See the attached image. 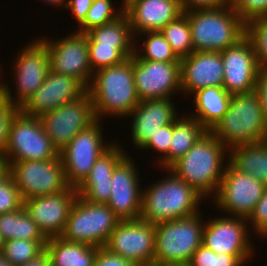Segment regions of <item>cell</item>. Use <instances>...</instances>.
I'll use <instances>...</instances> for the list:
<instances>
[{
    "mask_svg": "<svg viewBox=\"0 0 267 266\" xmlns=\"http://www.w3.org/2000/svg\"><path fill=\"white\" fill-rule=\"evenodd\" d=\"M0 266H14L2 254H0Z\"/></svg>",
    "mask_w": 267,
    "mask_h": 266,
    "instance_id": "53",
    "label": "cell"
},
{
    "mask_svg": "<svg viewBox=\"0 0 267 266\" xmlns=\"http://www.w3.org/2000/svg\"><path fill=\"white\" fill-rule=\"evenodd\" d=\"M267 219V186L263 192L262 197L254 207L253 212L247 218L250 229L254 231L264 220Z\"/></svg>",
    "mask_w": 267,
    "mask_h": 266,
    "instance_id": "44",
    "label": "cell"
},
{
    "mask_svg": "<svg viewBox=\"0 0 267 266\" xmlns=\"http://www.w3.org/2000/svg\"><path fill=\"white\" fill-rule=\"evenodd\" d=\"M1 70H2V68L0 66V72L2 73ZM1 73H0V78H2L1 77V75H2ZM0 81H1V79H0ZM4 96H5V83L1 81L0 82V97H4Z\"/></svg>",
    "mask_w": 267,
    "mask_h": 266,
    "instance_id": "52",
    "label": "cell"
},
{
    "mask_svg": "<svg viewBox=\"0 0 267 266\" xmlns=\"http://www.w3.org/2000/svg\"><path fill=\"white\" fill-rule=\"evenodd\" d=\"M37 39V40H36ZM22 48L12 66L15 79V96L8 84H5V98L21 109L34 92L42 85L50 71L47 46L36 38ZM14 96V97H13Z\"/></svg>",
    "mask_w": 267,
    "mask_h": 266,
    "instance_id": "11",
    "label": "cell"
},
{
    "mask_svg": "<svg viewBox=\"0 0 267 266\" xmlns=\"http://www.w3.org/2000/svg\"><path fill=\"white\" fill-rule=\"evenodd\" d=\"M265 188L266 185L257 178L236 170L228 162L212 200L228 216L248 218Z\"/></svg>",
    "mask_w": 267,
    "mask_h": 266,
    "instance_id": "12",
    "label": "cell"
},
{
    "mask_svg": "<svg viewBox=\"0 0 267 266\" xmlns=\"http://www.w3.org/2000/svg\"><path fill=\"white\" fill-rule=\"evenodd\" d=\"M118 143L104 152L93 165L86 179L76 188L78 195L93 204H107L111 191L112 174L128 155Z\"/></svg>",
    "mask_w": 267,
    "mask_h": 266,
    "instance_id": "25",
    "label": "cell"
},
{
    "mask_svg": "<svg viewBox=\"0 0 267 266\" xmlns=\"http://www.w3.org/2000/svg\"><path fill=\"white\" fill-rule=\"evenodd\" d=\"M229 163L238 171L254 176L267 186V147L262 143L229 148Z\"/></svg>",
    "mask_w": 267,
    "mask_h": 266,
    "instance_id": "28",
    "label": "cell"
},
{
    "mask_svg": "<svg viewBox=\"0 0 267 266\" xmlns=\"http://www.w3.org/2000/svg\"><path fill=\"white\" fill-rule=\"evenodd\" d=\"M119 221L107 204H93L78 195L60 237L68 242L104 247Z\"/></svg>",
    "mask_w": 267,
    "mask_h": 266,
    "instance_id": "7",
    "label": "cell"
},
{
    "mask_svg": "<svg viewBox=\"0 0 267 266\" xmlns=\"http://www.w3.org/2000/svg\"><path fill=\"white\" fill-rule=\"evenodd\" d=\"M183 12L194 9L218 8L230 4L228 0H180Z\"/></svg>",
    "mask_w": 267,
    "mask_h": 266,
    "instance_id": "47",
    "label": "cell"
},
{
    "mask_svg": "<svg viewBox=\"0 0 267 266\" xmlns=\"http://www.w3.org/2000/svg\"><path fill=\"white\" fill-rule=\"evenodd\" d=\"M208 221H205L202 244L216 254L235 255L244 265L248 263L255 249L247 218L219 216Z\"/></svg>",
    "mask_w": 267,
    "mask_h": 266,
    "instance_id": "14",
    "label": "cell"
},
{
    "mask_svg": "<svg viewBox=\"0 0 267 266\" xmlns=\"http://www.w3.org/2000/svg\"><path fill=\"white\" fill-rule=\"evenodd\" d=\"M3 247H4V240L0 232V254L2 253Z\"/></svg>",
    "mask_w": 267,
    "mask_h": 266,
    "instance_id": "56",
    "label": "cell"
},
{
    "mask_svg": "<svg viewBox=\"0 0 267 266\" xmlns=\"http://www.w3.org/2000/svg\"><path fill=\"white\" fill-rule=\"evenodd\" d=\"M99 247L48 238L45 250L53 266H93Z\"/></svg>",
    "mask_w": 267,
    "mask_h": 266,
    "instance_id": "27",
    "label": "cell"
},
{
    "mask_svg": "<svg viewBox=\"0 0 267 266\" xmlns=\"http://www.w3.org/2000/svg\"><path fill=\"white\" fill-rule=\"evenodd\" d=\"M246 37L253 45L260 69H267V16L246 22Z\"/></svg>",
    "mask_w": 267,
    "mask_h": 266,
    "instance_id": "37",
    "label": "cell"
},
{
    "mask_svg": "<svg viewBox=\"0 0 267 266\" xmlns=\"http://www.w3.org/2000/svg\"><path fill=\"white\" fill-rule=\"evenodd\" d=\"M173 135V123L167 124L159 129V131L141 148L143 151L154 149L161 157L157 160L159 168H169V144Z\"/></svg>",
    "mask_w": 267,
    "mask_h": 266,
    "instance_id": "40",
    "label": "cell"
},
{
    "mask_svg": "<svg viewBox=\"0 0 267 266\" xmlns=\"http://www.w3.org/2000/svg\"><path fill=\"white\" fill-rule=\"evenodd\" d=\"M86 34L88 43H99V46H135L139 43L135 41L129 17L125 12L117 19L93 28Z\"/></svg>",
    "mask_w": 267,
    "mask_h": 266,
    "instance_id": "31",
    "label": "cell"
},
{
    "mask_svg": "<svg viewBox=\"0 0 267 266\" xmlns=\"http://www.w3.org/2000/svg\"><path fill=\"white\" fill-rule=\"evenodd\" d=\"M220 53L224 67L223 88L231 95L254 91L261 69L251 41L245 36Z\"/></svg>",
    "mask_w": 267,
    "mask_h": 266,
    "instance_id": "20",
    "label": "cell"
},
{
    "mask_svg": "<svg viewBox=\"0 0 267 266\" xmlns=\"http://www.w3.org/2000/svg\"><path fill=\"white\" fill-rule=\"evenodd\" d=\"M232 5L245 23L255 18L267 16V0H234Z\"/></svg>",
    "mask_w": 267,
    "mask_h": 266,
    "instance_id": "41",
    "label": "cell"
},
{
    "mask_svg": "<svg viewBox=\"0 0 267 266\" xmlns=\"http://www.w3.org/2000/svg\"><path fill=\"white\" fill-rule=\"evenodd\" d=\"M5 162L56 159L59 152L46 134L41 119L19 110L13 117L6 147Z\"/></svg>",
    "mask_w": 267,
    "mask_h": 266,
    "instance_id": "8",
    "label": "cell"
},
{
    "mask_svg": "<svg viewBox=\"0 0 267 266\" xmlns=\"http://www.w3.org/2000/svg\"><path fill=\"white\" fill-rule=\"evenodd\" d=\"M145 37L139 46H134V56L140 60L156 62H180V59L173 52L171 45L166 41L160 31L144 32L135 35ZM139 49V50H138ZM141 49V50H140ZM141 51V52H140Z\"/></svg>",
    "mask_w": 267,
    "mask_h": 266,
    "instance_id": "32",
    "label": "cell"
},
{
    "mask_svg": "<svg viewBox=\"0 0 267 266\" xmlns=\"http://www.w3.org/2000/svg\"><path fill=\"white\" fill-rule=\"evenodd\" d=\"M120 8H115L112 0H94L88 10L84 22L74 30L79 33H87L93 28L109 23L124 13V0H122ZM119 9V10H118ZM118 11V12H117Z\"/></svg>",
    "mask_w": 267,
    "mask_h": 266,
    "instance_id": "35",
    "label": "cell"
},
{
    "mask_svg": "<svg viewBox=\"0 0 267 266\" xmlns=\"http://www.w3.org/2000/svg\"><path fill=\"white\" fill-rule=\"evenodd\" d=\"M132 33L160 31L183 14L180 0H124Z\"/></svg>",
    "mask_w": 267,
    "mask_h": 266,
    "instance_id": "24",
    "label": "cell"
},
{
    "mask_svg": "<svg viewBox=\"0 0 267 266\" xmlns=\"http://www.w3.org/2000/svg\"><path fill=\"white\" fill-rule=\"evenodd\" d=\"M50 263L49 254L46 250H44L37 257L30 259L26 263L20 266H47Z\"/></svg>",
    "mask_w": 267,
    "mask_h": 266,
    "instance_id": "48",
    "label": "cell"
},
{
    "mask_svg": "<svg viewBox=\"0 0 267 266\" xmlns=\"http://www.w3.org/2000/svg\"><path fill=\"white\" fill-rule=\"evenodd\" d=\"M19 110L5 97H0V153L2 154L7 144L11 121Z\"/></svg>",
    "mask_w": 267,
    "mask_h": 266,
    "instance_id": "42",
    "label": "cell"
},
{
    "mask_svg": "<svg viewBox=\"0 0 267 266\" xmlns=\"http://www.w3.org/2000/svg\"><path fill=\"white\" fill-rule=\"evenodd\" d=\"M129 154L116 166L111 179L108 207L120 221L137 220L141 214V181Z\"/></svg>",
    "mask_w": 267,
    "mask_h": 266,
    "instance_id": "18",
    "label": "cell"
},
{
    "mask_svg": "<svg viewBox=\"0 0 267 266\" xmlns=\"http://www.w3.org/2000/svg\"><path fill=\"white\" fill-rule=\"evenodd\" d=\"M93 266H140L138 263L124 259L109 252L104 247L98 249Z\"/></svg>",
    "mask_w": 267,
    "mask_h": 266,
    "instance_id": "43",
    "label": "cell"
},
{
    "mask_svg": "<svg viewBox=\"0 0 267 266\" xmlns=\"http://www.w3.org/2000/svg\"><path fill=\"white\" fill-rule=\"evenodd\" d=\"M7 170L6 163L4 160V156L0 153V175L3 174Z\"/></svg>",
    "mask_w": 267,
    "mask_h": 266,
    "instance_id": "51",
    "label": "cell"
},
{
    "mask_svg": "<svg viewBox=\"0 0 267 266\" xmlns=\"http://www.w3.org/2000/svg\"><path fill=\"white\" fill-rule=\"evenodd\" d=\"M261 142L267 147V124L264 130V137Z\"/></svg>",
    "mask_w": 267,
    "mask_h": 266,
    "instance_id": "55",
    "label": "cell"
},
{
    "mask_svg": "<svg viewBox=\"0 0 267 266\" xmlns=\"http://www.w3.org/2000/svg\"><path fill=\"white\" fill-rule=\"evenodd\" d=\"M184 13L190 24L194 52H221L246 36V23L232 3Z\"/></svg>",
    "mask_w": 267,
    "mask_h": 266,
    "instance_id": "4",
    "label": "cell"
},
{
    "mask_svg": "<svg viewBox=\"0 0 267 266\" xmlns=\"http://www.w3.org/2000/svg\"><path fill=\"white\" fill-rule=\"evenodd\" d=\"M266 123L255 91L233 94L227 112L210 131L228 149L257 144L264 137Z\"/></svg>",
    "mask_w": 267,
    "mask_h": 266,
    "instance_id": "5",
    "label": "cell"
},
{
    "mask_svg": "<svg viewBox=\"0 0 267 266\" xmlns=\"http://www.w3.org/2000/svg\"><path fill=\"white\" fill-rule=\"evenodd\" d=\"M48 48L50 70L80 81L89 87L93 71L89 61L88 36L86 33L72 32L70 35L58 38H39Z\"/></svg>",
    "mask_w": 267,
    "mask_h": 266,
    "instance_id": "16",
    "label": "cell"
},
{
    "mask_svg": "<svg viewBox=\"0 0 267 266\" xmlns=\"http://www.w3.org/2000/svg\"><path fill=\"white\" fill-rule=\"evenodd\" d=\"M155 238V224L140 219L119 221L104 248L140 266H152Z\"/></svg>",
    "mask_w": 267,
    "mask_h": 266,
    "instance_id": "15",
    "label": "cell"
},
{
    "mask_svg": "<svg viewBox=\"0 0 267 266\" xmlns=\"http://www.w3.org/2000/svg\"><path fill=\"white\" fill-rule=\"evenodd\" d=\"M189 266H244V264L235 256L227 254H216L205 245L194 252Z\"/></svg>",
    "mask_w": 267,
    "mask_h": 266,
    "instance_id": "39",
    "label": "cell"
},
{
    "mask_svg": "<svg viewBox=\"0 0 267 266\" xmlns=\"http://www.w3.org/2000/svg\"><path fill=\"white\" fill-rule=\"evenodd\" d=\"M168 176L143 188L139 219L156 224L198 214L204 198L171 170Z\"/></svg>",
    "mask_w": 267,
    "mask_h": 266,
    "instance_id": "3",
    "label": "cell"
},
{
    "mask_svg": "<svg viewBox=\"0 0 267 266\" xmlns=\"http://www.w3.org/2000/svg\"><path fill=\"white\" fill-rule=\"evenodd\" d=\"M23 207L19 189L6 170L0 175V214L19 210Z\"/></svg>",
    "mask_w": 267,
    "mask_h": 266,
    "instance_id": "38",
    "label": "cell"
},
{
    "mask_svg": "<svg viewBox=\"0 0 267 266\" xmlns=\"http://www.w3.org/2000/svg\"><path fill=\"white\" fill-rule=\"evenodd\" d=\"M160 32L179 59L194 52L191 28L188 17L184 12L176 20L164 26Z\"/></svg>",
    "mask_w": 267,
    "mask_h": 266,
    "instance_id": "33",
    "label": "cell"
},
{
    "mask_svg": "<svg viewBox=\"0 0 267 266\" xmlns=\"http://www.w3.org/2000/svg\"><path fill=\"white\" fill-rule=\"evenodd\" d=\"M101 123L96 120L80 131L59 153L66 182L71 187L77 188L89 175L95 161L113 145V141L108 144L104 141Z\"/></svg>",
    "mask_w": 267,
    "mask_h": 266,
    "instance_id": "9",
    "label": "cell"
},
{
    "mask_svg": "<svg viewBox=\"0 0 267 266\" xmlns=\"http://www.w3.org/2000/svg\"><path fill=\"white\" fill-rule=\"evenodd\" d=\"M40 119L46 134L59 153L80 131L97 120L88 91L74 101L43 114Z\"/></svg>",
    "mask_w": 267,
    "mask_h": 266,
    "instance_id": "13",
    "label": "cell"
},
{
    "mask_svg": "<svg viewBox=\"0 0 267 266\" xmlns=\"http://www.w3.org/2000/svg\"><path fill=\"white\" fill-rule=\"evenodd\" d=\"M181 91L187 96L209 87H223L224 67L220 52H193L180 59Z\"/></svg>",
    "mask_w": 267,
    "mask_h": 266,
    "instance_id": "23",
    "label": "cell"
},
{
    "mask_svg": "<svg viewBox=\"0 0 267 266\" xmlns=\"http://www.w3.org/2000/svg\"><path fill=\"white\" fill-rule=\"evenodd\" d=\"M78 192L69 186L54 195H41L23 200V207L48 238L60 237Z\"/></svg>",
    "mask_w": 267,
    "mask_h": 266,
    "instance_id": "19",
    "label": "cell"
},
{
    "mask_svg": "<svg viewBox=\"0 0 267 266\" xmlns=\"http://www.w3.org/2000/svg\"><path fill=\"white\" fill-rule=\"evenodd\" d=\"M89 61L93 72L123 63L134 54V46H99L88 43Z\"/></svg>",
    "mask_w": 267,
    "mask_h": 266,
    "instance_id": "34",
    "label": "cell"
},
{
    "mask_svg": "<svg viewBox=\"0 0 267 266\" xmlns=\"http://www.w3.org/2000/svg\"><path fill=\"white\" fill-rule=\"evenodd\" d=\"M198 214L155 224L154 264H188L203 239L205 222Z\"/></svg>",
    "mask_w": 267,
    "mask_h": 266,
    "instance_id": "6",
    "label": "cell"
},
{
    "mask_svg": "<svg viewBox=\"0 0 267 266\" xmlns=\"http://www.w3.org/2000/svg\"><path fill=\"white\" fill-rule=\"evenodd\" d=\"M94 0H68L66 8L72 12V15L78 27L86 19L88 10Z\"/></svg>",
    "mask_w": 267,
    "mask_h": 266,
    "instance_id": "46",
    "label": "cell"
},
{
    "mask_svg": "<svg viewBox=\"0 0 267 266\" xmlns=\"http://www.w3.org/2000/svg\"><path fill=\"white\" fill-rule=\"evenodd\" d=\"M47 4H49V6H55V7H62V6H67V2L68 0H41Z\"/></svg>",
    "mask_w": 267,
    "mask_h": 266,
    "instance_id": "50",
    "label": "cell"
},
{
    "mask_svg": "<svg viewBox=\"0 0 267 266\" xmlns=\"http://www.w3.org/2000/svg\"><path fill=\"white\" fill-rule=\"evenodd\" d=\"M0 232L4 241L26 239L47 242L36 222L29 216L24 207L19 210L0 214Z\"/></svg>",
    "mask_w": 267,
    "mask_h": 266,
    "instance_id": "30",
    "label": "cell"
},
{
    "mask_svg": "<svg viewBox=\"0 0 267 266\" xmlns=\"http://www.w3.org/2000/svg\"><path fill=\"white\" fill-rule=\"evenodd\" d=\"M86 91L87 88L74 77L50 70L42 85L20 110L26 115L40 118L81 97Z\"/></svg>",
    "mask_w": 267,
    "mask_h": 266,
    "instance_id": "21",
    "label": "cell"
},
{
    "mask_svg": "<svg viewBox=\"0 0 267 266\" xmlns=\"http://www.w3.org/2000/svg\"><path fill=\"white\" fill-rule=\"evenodd\" d=\"M152 266H189L188 264H153Z\"/></svg>",
    "mask_w": 267,
    "mask_h": 266,
    "instance_id": "54",
    "label": "cell"
},
{
    "mask_svg": "<svg viewBox=\"0 0 267 266\" xmlns=\"http://www.w3.org/2000/svg\"><path fill=\"white\" fill-rule=\"evenodd\" d=\"M254 231V234H257L258 236L260 235L259 238H267V219L264 220Z\"/></svg>",
    "mask_w": 267,
    "mask_h": 266,
    "instance_id": "49",
    "label": "cell"
},
{
    "mask_svg": "<svg viewBox=\"0 0 267 266\" xmlns=\"http://www.w3.org/2000/svg\"><path fill=\"white\" fill-rule=\"evenodd\" d=\"M207 130L195 118L183 114L173 122L169 144V167L187 153Z\"/></svg>",
    "mask_w": 267,
    "mask_h": 266,
    "instance_id": "29",
    "label": "cell"
},
{
    "mask_svg": "<svg viewBox=\"0 0 267 266\" xmlns=\"http://www.w3.org/2000/svg\"><path fill=\"white\" fill-rule=\"evenodd\" d=\"M228 153V148L207 131L168 169L206 200L216 195L226 163L229 162Z\"/></svg>",
    "mask_w": 267,
    "mask_h": 266,
    "instance_id": "1",
    "label": "cell"
},
{
    "mask_svg": "<svg viewBox=\"0 0 267 266\" xmlns=\"http://www.w3.org/2000/svg\"><path fill=\"white\" fill-rule=\"evenodd\" d=\"M194 112L189 113L207 130L211 131L227 112L232 95L223 87L209 86L193 94Z\"/></svg>",
    "mask_w": 267,
    "mask_h": 266,
    "instance_id": "26",
    "label": "cell"
},
{
    "mask_svg": "<svg viewBox=\"0 0 267 266\" xmlns=\"http://www.w3.org/2000/svg\"><path fill=\"white\" fill-rule=\"evenodd\" d=\"M179 115L172 99L141 100L128 115L134 117L130 127L131 143L141 149L161 127L173 123Z\"/></svg>",
    "mask_w": 267,
    "mask_h": 266,
    "instance_id": "22",
    "label": "cell"
},
{
    "mask_svg": "<svg viewBox=\"0 0 267 266\" xmlns=\"http://www.w3.org/2000/svg\"><path fill=\"white\" fill-rule=\"evenodd\" d=\"M87 91L97 120H103L106 115L128 117L140 102L134 82L133 56L119 65L95 71Z\"/></svg>",
    "mask_w": 267,
    "mask_h": 266,
    "instance_id": "2",
    "label": "cell"
},
{
    "mask_svg": "<svg viewBox=\"0 0 267 266\" xmlns=\"http://www.w3.org/2000/svg\"><path fill=\"white\" fill-rule=\"evenodd\" d=\"M254 91L259 98L265 123L267 124V69L258 72Z\"/></svg>",
    "mask_w": 267,
    "mask_h": 266,
    "instance_id": "45",
    "label": "cell"
},
{
    "mask_svg": "<svg viewBox=\"0 0 267 266\" xmlns=\"http://www.w3.org/2000/svg\"><path fill=\"white\" fill-rule=\"evenodd\" d=\"M5 163L23 200L41 195H54L69 187L60 157Z\"/></svg>",
    "mask_w": 267,
    "mask_h": 266,
    "instance_id": "10",
    "label": "cell"
},
{
    "mask_svg": "<svg viewBox=\"0 0 267 266\" xmlns=\"http://www.w3.org/2000/svg\"><path fill=\"white\" fill-rule=\"evenodd\" d=\"M133 75L140 101L172 99L182 93L180 62L140 60L133 55Z\"/></svg>",
    "mask_w": 267,
    "mask_h": 266,
    "instance_id": "17",
    "label": "cell"
},
{
    "mask_svg": "<svg viewBox=\"0 0 267 266\" xmlns=\"http://www.w3.org/2000/svg\"><path fill=\"white\" fill-rule=\"evenodd\" d=\"M46 243L26 239L6 240L1 254L12 265L20 266L41 254L45 250Z\"/></svg>",
    "mask_w": 267,
    "mask_h": 266,
    "instance_id": "36",
    "label": "cell"
}]
</instances>
